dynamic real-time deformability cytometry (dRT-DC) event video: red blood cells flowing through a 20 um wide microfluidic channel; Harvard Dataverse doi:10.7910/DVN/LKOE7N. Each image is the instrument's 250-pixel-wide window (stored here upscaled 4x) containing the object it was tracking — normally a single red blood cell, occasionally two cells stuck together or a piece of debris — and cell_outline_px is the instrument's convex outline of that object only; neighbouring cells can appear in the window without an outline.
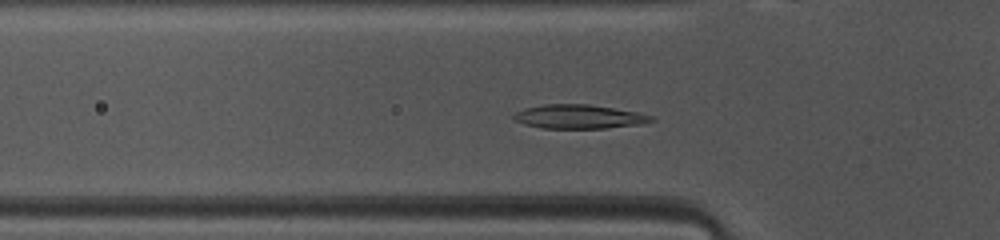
{"species": "common noctule bat (a hibernating species)", "species_latin": "Nyctalus noctula", "temperature_condition": "warm", "stored_images_in_passage": 38, "camera_frame_rate_fps": 3000, "um_per_image_px": 0.085, "animal": {"sex": "female", "body_mass_g": 10.0, "forearm_length_mm": 53.1}, "frame": {"image": 1, "passage_image": 5, "time_ms": 1.333, "image_size_px": [1000, 240], "cell_outline_px": [[656, 120], [644, 124], [604, 128], [544, 128], [524, 124], [516, 120], [512, 116], [516, 112], [524, 108], [544, 104], [588, 104], [640, 112], [652, 116]], "centroid_in_image_um": [49.26, 9.91], "position_along_channel_um": 76.5, "area_um2": 19.25}}
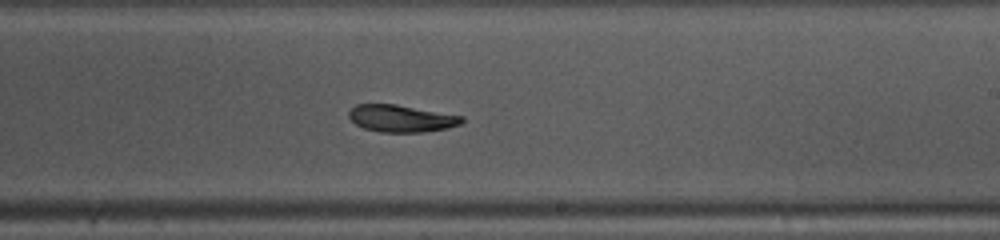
{"frame": {"image": 2, "passage_image": 18, "time_ms": 5.667, "image_size_px": [1000, 240], "cell_outline_px": [[464, 120], [460, 124], [448, 128], [424, 132], [380, 132], [364, 128], [356, 124], [348, 116], [348, 112], [356, 104], [396, 104], [464, 116]], "centroid_in_image_um": [34.12, 10.07], "position_along_channel_um": 254.9, "area_um2": 17.86}}
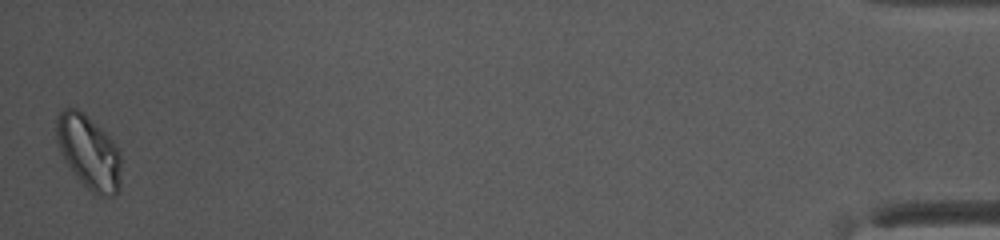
{"frame": {"image": 3, "passage_image": 38, "time_ms": 12.333, "image_size_px": [1000, 240], "cell_outline_px": [[120, 188], [112, 196], [96, 196], [68, 168], [60, 152], [56, 140], [56, 116], [64, 108], [76, 108], [84, 112], [116, 144], [120, 152]], "centroid_in_image_um": [7.53, 12.92], "position_along_channel_um": 427.7, "area_um2": 27.98}, "authors_computed_cell_mechanics": {"area_um2": 18.7561, "velocity_mm_per_s": 4.0876, "shape_relaxation_time_tau1_ms": 4.072, "shape_relaxation_time_tau2_ms": null, "deformation_change_tau1": 0.1244, "deformation_change_tau2": null}}